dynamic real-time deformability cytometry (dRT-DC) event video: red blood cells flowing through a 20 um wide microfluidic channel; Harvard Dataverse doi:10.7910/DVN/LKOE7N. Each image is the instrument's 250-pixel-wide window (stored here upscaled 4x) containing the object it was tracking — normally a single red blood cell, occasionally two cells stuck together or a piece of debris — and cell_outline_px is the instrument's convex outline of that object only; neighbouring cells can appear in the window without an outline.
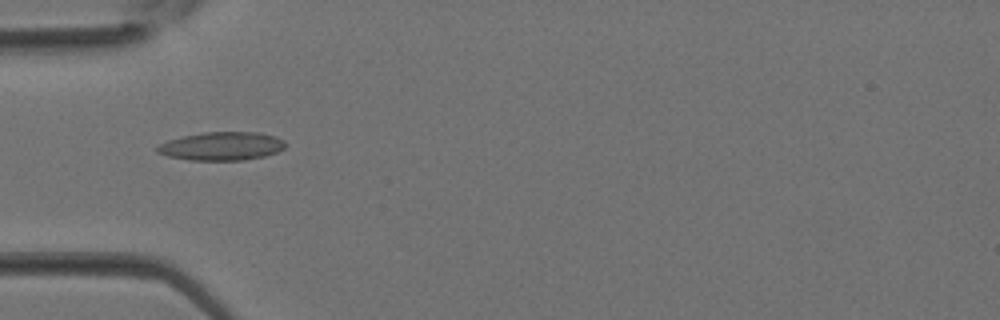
{"species": "Egyptian fruit bat (a non-hibernating species)", "species_latin": "Rousettus aegyptiacus", "temperature_condition": "room temperature", "stored_images_in_passage": 26, "camera_frame_rate_fps": 3000, "um_per_image_px": 0.085, "animal": {"sex": "female"}, "frame": {"image": 1, "passage_image": 1, "time_ms": 0.0, "image_size_px": [1000, 320], "cell_outline_px": [[288, 144], [284, 148], [276, 152], [264, 156], [244, 160], [192, 160], [168, 156], [156, 152], [156, 148], [160, 144], [168, 140], [184, 136], [204, 132], [260, 132], [276, 136], [284, 140]], "centroid_in_image_um": [18.88, 12.41], "position_along_channel_um": 66.1, "area_um2": 21.21}}
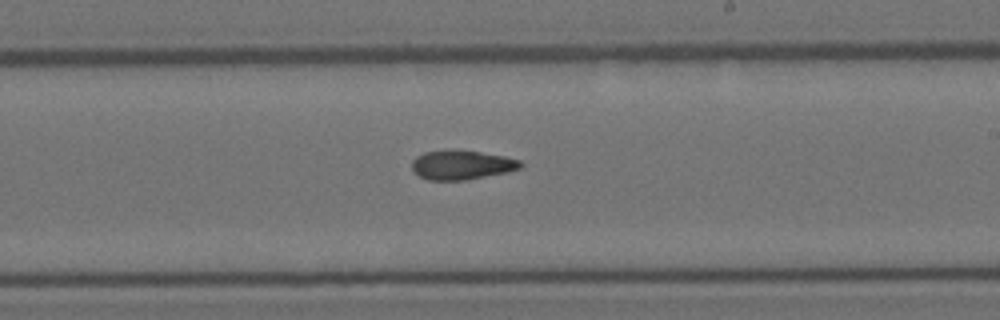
{"frame": {"image": 2, "passage_image": 11, "time_ms": 3.333, "image_size_px": [1000, 320], "cell_outline_px": [[524, 164], [520, 168], [508, 172], [464, 180], [428, 180], [420, 176], [412, 168], [412, 160], [416, 156], [424, 152], [456, 148], [504, 156], [520, 160]], "centroid_in_image_um": [39.24, 13.99], "position_along_channel_um": 249.8, "area_um2": 18.73}}
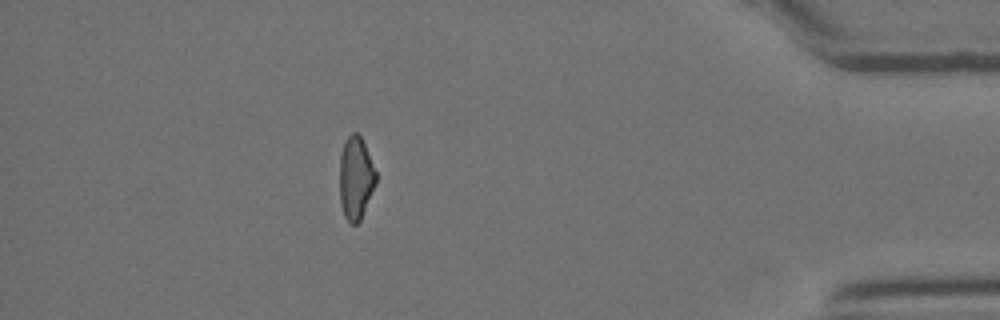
{"frame": {"image": 3, "passage_image": 22, "time_ms": 7.0, "image_size_px": [1000, 320], "cell_outline_px": [[376, 184], [360, 220], [356, 224], [352, 224], [344, 216], [340, 200], [340, 156], [344, 144], [348, 136], [352, 132], [356, 132], [360, 136], [364, 144], [376, 172]], "centroid_in_image_um": [30.24, 15.14], "position_along_channel_um": 405.0, "area_um2": 17.28}}